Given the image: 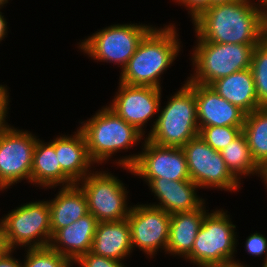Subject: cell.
<instances>
[{"label": "cell", "instance_id": "cell-1", "mask_svg": "<svg viewBox=\"0 0 267 267\" xmlns=\"http://www.w3.org/2000/svg\"><path fill=\"white\" fill-rule=\"evenodd\" d=\"M257 1L214 4L192 21L193 30L206 42L259 44L266 35L264 3Z\"/></svg>", "mask_w": 267, "mask_h": 267}, {"label": "cell", "instance_id": "cell-2", "mask_svg": "<svg viewBox=\"0 0 267 267\" xmlns=\"http://www.w3.org/2000/svg\"><path fill=\"white\" fill-rule=\"evenodd\" d=\"M177 31L173 23L160 28L154 26L121 71L119 82L162 89V74L171 67L182 48Z\"/></svg>", "mask_w": 267, "mask_h": 267}, {"label": "cell", "instance_id": "cell-3", "mask_svg": "<svg viewBox=\"0 0 267 267\" xmlns=\"http://www.w3.org/2000/svg\"><path fill=\"white\" fill-rule=\"evenodd\" d=\"M146 139L159 146L182 148L199 135L195 83L185 84L161 106ZM158 117V118H157Z\"/></svg>", "mask_w": 267, "mask_h": 267}, {"label": "cell", "instance_id": "cell-4", "mask_svg": "<svg viewBox=\"0 0 267 267\" xmlns=\"http://www.w3.org/2000/svg\"><path fill=\"white\" fill-rule=\"evenodd\" d=\"M101 108L90 119L79 122L89 156L98 165L107 163L116 153L128 151L146 139V135L128 124L108 106Z\"/></svg>", "mask_w": 267, "mask_h": 267}, {"label": "cell", "instance_id": "cell-5", "mask_svg": "<svg viewBox=\"0 0 267 267\" xmlns=\"http://www.w3.org/2000/svg\"><path fill=\"white\" fill-rule=\"evenodd\" d=\"M227 213L223 208L206 213L186 262L198 267H217L236 261L237 229Z\"/></svg>", "mask_w": 267, "mask_h": 267}, {"label": "cell", "instance_id": "cell-6", "mask_svg": "<svg viewBox=\"0 0 267 267\" xmlns=\"http://www.w3.org/2000/svg\"><path fill=\"white\" fill-rule=\"evenodd\" d=\"M195 36L191 53L194 73L186 81L202 85L250 68L253 50L258 45L206 42Z\"/></svg>", "mask_w": 267, "mask_h": 267}, {"label": "cell", "instance_id": "cell-7", "mask_svg": "<svg viewBox=\"0 0 267 267\" xmlns=\"http://www.w3.org/2000/svg\"><path fill=\"white\" fill-rule=\"evenodd\" d=\"M153 27L142 23L113 24L83 39L77 48L95 61L120 65L122 71Z\"/></svg>", "mask_w": 267, "mask_h": 267}, {"label": "cell", "instance_id": "cell-8", "mask_svg": "<svg viewBox=\"0 0 267 267\" xmlns=\"http://www.w3.org/2000/svg\"><path fill=\"white\" fill-rule=\"evenodd\" d=\"M137 154L116 159L122 169L139 176L145 183L164 178L169 181L191 180L183 148L159 146L145 139ZM117 161V162H116Z\"/></svg>", "mask_w": 267, "mask_h": 267}, {"label": "cell", "instance_id": "cell-9", "mask_svg": "<svg viewBox=\"0 0 267 267\" xmlns=\"http://www.w3.org/2000/svg\"><path fill=\"white\" fill-rule=\"evenodd\" d=\"M0 220L9 250L16 251L18 246L26 249L50 245L52 232L48 200L21 204Z\"/></svg>", "mask_w": 267, "mask_h": 267}, {"label": "cell", "instance_id": "cell-10", "mask_svg": "<svg viewBox=\"0 0 267 267\" xmlns=\"http://www.w3.org/2000/svg\"><path fill=\"white\" fill-rule=\"evenodd\" d=\"M87 199L88 213L98 222L119 221L129 216L132 206L128 205L125 183L108 171L94 169L77 183Z\"/></svg>", "mask_w": 267, "mask_h": 267}, {"label": "cell", "instance_id": "cell-11", "mask_svg": "<svg viewBox=\"0 0 267 267\" xmlns=\"http://www.w3.org/2000/svg\"><path fill=\"white\" fill-rule=\"evenodd\" d=\"M190 179L200 189H219L232 193L241 188V182L230 172L221 153L212 149L200 135L183 147Z\"/></svg>", "mask_w": 267, "mask_h": 267}, {"label": "cell", "instance_id": "cell-12", "mask_svg": "<svg viewBox=\"0 0 267 267\" xmlns=\"http://www.w3.org/2000/svg\"><path fill=\"white\" fill-rule=\"evenodd\" d=\"M37 138L32 132L17 129L11 124L0 131V191L12 188L22 180L31 184Z\"/></svg>", "mask_w": 267, "mask_h": 267}, {"label": "cell", "instance_id": "cell-13", "mask_svg": "<svg viewBox=\"0 0 267 267\" xmlns=\"http://www.w3.org/2000/svg\"><path fill=\"white\" fill-rule=\"evenodd\" d=\"M132 206L127 221L133 250L138 248L150 258H154L159 249H163L166 254L171 214L148 203Z\"/></svg>", "mask_w": 267, "mask_h": 267}, {"label": "cell", "instance_id": "cell-14", "mask_svg": "<svg viewBox=\"0 0 267 267\" xmlns=\"http://www.w3.org/2000/svg\"><path fill=\"white\" fill-rule=\"evenodd\" d=\"M118 87L112 102L107 106L145 135L146 123L159 113L162 89L122 82H119Z\"/></svg>", "mask_w": 267, "mask_h": 267}, {"label": "cell", "instance_id": "cell-15", "mask_svg": "<svg viewBox=\"0 0 267 267\" xmlns=\"http://www.w3.org/2000/svg\"><path fill=\"white\" fill-rule=\"evenodd\" d=\"M198 126L243 127L245 113L221 97L209 85L195 83Z\"/></svg>", "mask_w": 267, "mask_h": 267}, {"label": "cell", "instance_id": "cell-16", "mask_svg": "<svg viewBox=\"0 0 267 267\" xmlns=\"http://www.w3.org/2000/svg\"><path fill=\"white\" fill-rule=\"evenodd\" d=\"M147 185L157 197L156 200L159 201L149 204L161 208L169 214L193 211L206 202L197 194L200 189L191 180L169 181L164 178H156Z\"/></svg>", "mask_w": 267, "mask_h": 267}, {"label": "cell", "instance_id": "cell-17", "mask_svg": "<svg viewBox=\"0 0 267 267\" xmlns=\"http://www.w3.org/2000/svg\"><path fill=\"white\" fill-rule=\"evenodd\" d=\"M54 147L61 170L74 182L78 183L92 171L95 163L91 160L86 140L77 128L74 135H60L54 138ZM90 170V171H89Z\"/></svg>", "mask_w": 267, "mask_h": 267}, {"label": "cell", "instance_id": "cell-18", "mask_svg": "<svg viewBox=\"0 0 267 267\" xmlns=\"http://www.w3.org/2000/svg\"><path fill=\"white\" fill-rule=\"evenodd\" d=\"M98 220L88 213L71 225L59 229L50 241V247L73 263L92 247Z\"/></svg>", "mask_w": 267, "mask_h": 267}, {"label": "cell", "instance_id": "cell-19", "mask_svg": "<svg viewBox=\"0 0 267 267\" xmlns=\"http://www.w3.org/2000/svg\"><path fill=\"white\" fill-rule=\"evenodd\" d=\"M130 226L126 219L98 222L90 252L116 261L132 254Z\"/></svg>", "mask_w": 267, "mask_h": 267}, {"label": "cell", "instance_id": "cell-20", "mask_svg": "<svg viewBox=\"0 0 267 267\" xmlns=\"http://www.w3.org/2000/svg\"><path fill=\"white\" fill-rule=\"evenodd\" d=\"M206 203L200 208L171 214L169 241L166 254L180 256L185 259L191 252L197 233L206 213Z\"/></svg>", "mask_w": 267, "mask_h": 267}, {"label": "cell", "instance_id": "cell-21", "mask_svg": "<svg viewBox=\"0 0 267 267\" xmlns=\"http://www.w3.org/2000/svg\"><path fill=\"white\" fill-rule=\"evenodd\" d=\"M58 190L55 198L48 200L52 236L88 214L86 196L77 183Z\"/></svg>", "mask_w": 267, "mask_h": 267}, {"label": "cell", "instance_id": "cell-22", "mask_svg": "<svg viewBox=\"0 0 267 267\" xmlns=\"http://www.w3.org/2000/svg\"><path fill=\"white\" fill-rule=\"evenodd\" d=\"M31 184L38 187L54 188L75 184L62 170L54 147V139L44 142L37 138L33 152Z\"/></svg>", "mask_w": 267, "mask_h": 267}, {"label": "cell", "instance_id": "cell-23", "mask_svg": "<svg viewBox=\"0 0 267 267\" xmlns=\"http://www.w3.org/2000/svg\"><path fill=\"white\" fill-rule=\"evenodd\" d=\"M209 86L245 114H249L260 107L251 68L215 80Z\"/></svg>", "mask_w": 267, "mask_h": 267}, {"label": "cell", "instance_id": "cell-24", "mask_svg": "<svg viewBox=\"0 0 267 267\" xmlns=\"http://www.w3.org/2000/svg\"><path fill=\"white\" fill-rule=\"evenodd\" d=\"M242 133L255 162L263 168L267 164V107L245 115Z\"/></svg>", "mask_w": 267, "mask_h": 267}, {"label": "cell", "instance_id": "cell-25", "mask_svg": "<svg viewBox=\"0 0 267 267\" xmlns=\"http://www.w3.org/2000/svg\"><path fill=\"white\" fill-rule=\"evenodd\" d=\"M220 153L227 168L240 182L242 178L250 177V175L254 176L257 174L256 176L261 177L262 168L253 159L243 133L228 144Z\"/></svg>", "mask_w": 267, "mask_h": 267}, {"label": "cell", "instance_id": "cell-26", "mask_svg": "<svg viewBox=\"0 0 267 267\" xmlns=\"http://www.w3.org/2000/svg\"><path fill=\"white\" fill-rule=\"evenodd\" d=\"M258 104L267 107V37L255 46L251 59Z\"/></svg>", "mask_w": 267, "mask_h": 267}, {"label": "cell", "instance_id": "cell-27", "mask_svg": "<svg viewBox=\"0 0 267 267\" xmlns=\"http://www.w3.org/2000/svg\"><path fill=\"white\" fill-rule=\"evenodd\" d=\"M27 250V251H26ZM23 267H73V262L50 246L26 248Z\"/></svg>", "mask_w": 267, "mask_h": 267}, {"label": "cell", "instance_id": "cell-28", "mask_svg": "<svg viewBox=\"0 0 267 267\" xmlns=\"http://www.w3.org/2000/svg\"><path fill=\"white\" fill-rule=\"evenodd\" d=\"M242 128L232 126L203 127L199 131V135L212 149L221 152L242 133Z\"/></svg>", "mask_w": 267, "mask_h": 267}, {"label": "cell", "instance_id": "cell-29", "mask_svg": "<svg viewBox=\"0 0 267 267\" xmlns=\"http://www.w3.org/2000/svg\"><path fill=\"white\" fill-rule=\"evenodd\" d=\"M73 264L78 267H127L121 261L99 256L90 251L80 256Z\"/></svg>", "mask_w": 267, "mask_h": 267}, {"label": "cell", "instance_id": "cell-30", "mask_svg": "<svg viewBox=\"0 0 267 267\" xmlns=\"http://www.w3.org/2000/svg\"><path fill=\"white\" fill-rule=\"evenodd\" d=\"M245 249L247 253L254 257H261L265 254L263 265H267V238L260 232L252 233L246 238Z\"/></svg>", "mask_w": 267, "mask_h": 267}, {"label": "cell", "instance_id": "cell-31", "mask_svg": "<svg viewBox=\"0 0 267 267\" xmlns=\"http://www.w3.org/2000/svg\"><path fill=\"white\" fill-rule=\"evenodd\" d=\"M180 6H185L190 14V18L193 21L196 19L204 10L209 8V0H173Z\"/></svg>", "mask_w": 267, "mask_h": 267}, {"label": "cell", "instance_id": "cell-32", "mask_svg": "<svg viewBox=\"0 0 267 267\" xmlns=\"http://www.w3.org/2000/svg\"><path fill=\"white\" fill-rule=\"evenodd\" d=\"M7 85L0 84V131L9 126L6 121L9 110V92Z\"/></svg>", "mask_w": 267, "mask_h": 267}, {"label": "cell", "instance_id": "cell-33", "mask_svg": "<svg viewBox=\"0 0 267 267\" xmlns=\"http://www.w3.org/2000/svg\"><path fill=\"white\" fill-rule=\"evenodd\" d=\"M14 250H8L0 257V267H23L22 261L14 258Z\"/></svg>", "mask_w": 267, "mask_h": 267}, {"label": "cell", "instance_id": "cell-34", "mask_svg": "<svg viewBox=\"0 0 267 267\" xmlns=\"http://www.w3.org/2000/svg\"><path fill=\"white\" fill-rule=\"evenodd\" d=\"M3 14L4 13L0 11V42L4 40L5 37H7L6 35H8L7 33L9 29L7 25L8 22L6 21V18L4 17Z\"/></svg>", "mask_w": 267, "mask_h": 267}, {"label": "cell", "instance_id": "cell-35", "mask_svg": "<svg viewBox=\"0 0 267 267\" xmlns=\"http://www.w3.org/2000/svg\"><path fill=\"white\" fill-rule=\"evenodd\" d=\"M8 250L9 248L6 244L4 228L0 220V257L3 256Z\"/></svg>", "mask_w": 267, "mask_h": 267}, {"label": "cell", "instance_id": "cell-36", "mask_svg": "<svg viewBox=\"0 0 267 267\" xmlns=\"http://www.w3.org/2000/svg\"><path fill=\"white\" fill-rule=\"evenodd\" d=\"M263 183L266 185L267 188V164L262 168L261 177Z\"/></svg>", "mask_w": 267, "mask_h": 267}, {"label": "cell", "instance_id": "cell-37", "mask_svg": "<svg viewBox=\"0 0 267 267\" xmlns=\"http://www.w3.org/2000/svg\"><path fill=\"white\" fill-rule=\"evenodd\" d=\"M249 267V265H243V263H239V261L237 260V261H234V263H232V264H228V265H224V266H217V267Z\"/></svg>", "mask_w": 267, "mask_h": 267}, {"label": "cell", "instance_id": "cell-38", "mask_svg": "<svg viewBox=\"0 0 267 267\" xmlns=\"http://www.w3.org/2000/svg\"><path fill=\"white\" fill-rule=\"evenodd\" d=\"M264 3V18H265V35L267 37V0H263Z\"/></svg>", "mask_w": 267, "mask_h": 267}, {"label": "cell", "instance_id": "cell-39", "mask_svg": "<svg viewBox=\"0 0 267 267\" xmlns=\"http://www.w3.org/2000/svg\"><path fill=\"white\" fill-rule=\"evenodd\" d=\"M235 0H209V7H211L214 4H219V3H229Z\"/></svg>", "mask_w": 267, "mask_h": 267}, {"label": "cell", "instance_id": "cell-40", "mask_svg": "<svg viewBox=\"0 0 267 267\" xmlns=\"http://www.w3.org/2000/svg\"><path fill=\"white\" fill-rule=\"evenodd\" d=\"M9 3V0H0V8H4L5 4L7 5Z\"/></svg>", "mask_w": 267, "mask_h": 267}]
</instances>
